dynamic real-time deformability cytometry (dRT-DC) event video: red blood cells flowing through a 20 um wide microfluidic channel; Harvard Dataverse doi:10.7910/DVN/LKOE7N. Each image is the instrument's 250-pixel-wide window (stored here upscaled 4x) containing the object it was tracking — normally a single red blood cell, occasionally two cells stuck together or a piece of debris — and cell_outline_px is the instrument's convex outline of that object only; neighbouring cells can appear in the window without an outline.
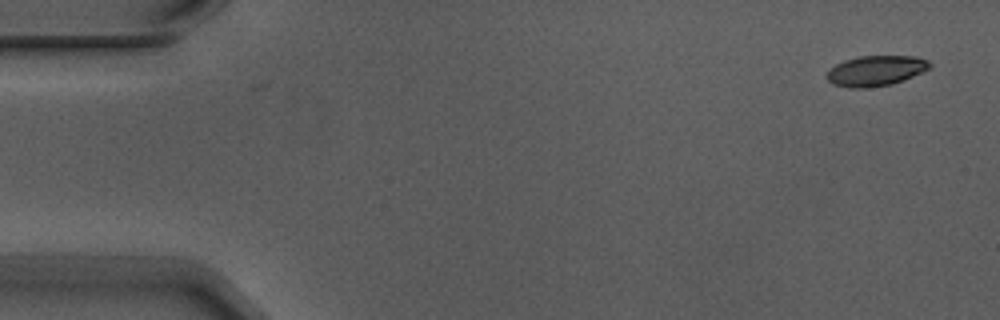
{"species": "Egyptian fruit bat (a non-hibernating species)", "species_latin": "Rousettus aegyptiacus", "temperature_condition": "warm", "stored_images_in_passage": 3, "segment_of_instrument_passage": [2, 2], "camera_frame_rate_fps": 3000, "um_per_image_px": 0.085, "animal": {"sex": "male"}, "frame": {"image": 1, "passage_image": 3, "time_ms": 0.667, "image_size_px": [1000, 320], "cell_outline_px": [[932, 64], [928, 68], [904, 80], [892, 84], [864, 88], [848, 88], [832, 84], [824, 76], [836, 64], [844, 60], [860, 56], [916, 56], [928, 60]], "centroid_in_image_um": [74.41, 6.02], "position_along_channel_um": 10.6, "area_um2": 18.15}}